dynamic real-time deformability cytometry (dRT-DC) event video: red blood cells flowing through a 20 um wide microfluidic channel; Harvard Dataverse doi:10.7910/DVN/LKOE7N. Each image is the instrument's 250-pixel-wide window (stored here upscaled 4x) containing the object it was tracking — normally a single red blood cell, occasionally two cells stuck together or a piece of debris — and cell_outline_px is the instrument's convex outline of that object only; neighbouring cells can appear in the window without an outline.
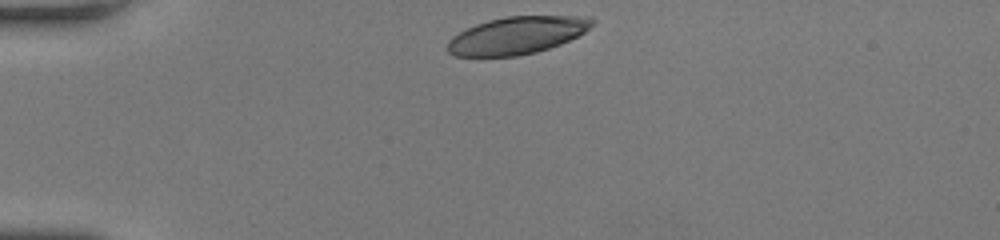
{"species": "human", "species_latin": "Homo sapiens", "temperature_condition": "room temperature", "stored_images_in_passage": 34, "camera_frame_rate_fps": 3000, "um_per_image_px": 0.085, "donor": {"sex": "female"}, "frame": {"image": 1, "passage_image": 1, "time_ms": 0.0, "image_size_px": [1000, 240], "cell_outline_px": [[592, 24], [584, 32], [560, 44], [536, 52], [516, 56], [456, 56], [448, 52], [444, 48], [448, 40], [452, 36], [476, 24], [488, 20], [508, 16], [592, 16]], "centroid_in_image_um": [43.89, 3.01], "position_along_channel_um": 41.1, "area_um2": 31.39}}
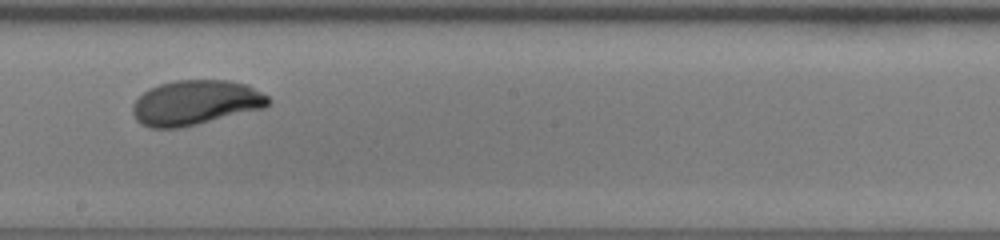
{"frame": {"image": 2, "passage_image": 20, "time_ms": 6.333, "image_size_px": [1000, 240], "cell_outline_px": [[272, 100], [264, 108], [196, 124], [176, 128], [152, 128], [140, 124], [136, 120], [132, 112], [132, 104], [148, 88], [160, 84], [176, 80], [228, 80], [248, 84], [268, 96]], "centroid_in_image_um": [16.61, 8.71], "position_along_channel_um": 231.6, "area_um2": 35.43}}
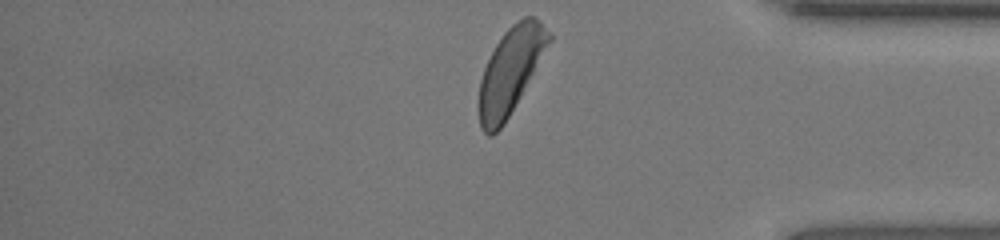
{"frame": {"image": 3, "passage_image": 34, "time_ms": 11.0, "image_size_px": [1000, 240], "cell_outline_px": [[552, 40], [504, 124], [492, 136], [488, 136], [480, 128], [476, 104], [480, 80], [484, 68], [496, 44], [504, 32], [516, 20], [524, 16], [532, 16], [540, 20], [552, 32]], "centroid_in_image_um": [43.37, 6.02], "position_along_channel_um": 391.8, "area_um2": 35.26}, "authors_computed_cell_mechanics": {"area_um2": 35.1713, "velocity_mm_per_s": 3.7905, "shape_relaxation_time_tau1_ms": 3.3921, "shape_relaxation_time_tau2_ms": null, "deformation_change_tau1": 0.1824, "deformation_change_tau2": null}}